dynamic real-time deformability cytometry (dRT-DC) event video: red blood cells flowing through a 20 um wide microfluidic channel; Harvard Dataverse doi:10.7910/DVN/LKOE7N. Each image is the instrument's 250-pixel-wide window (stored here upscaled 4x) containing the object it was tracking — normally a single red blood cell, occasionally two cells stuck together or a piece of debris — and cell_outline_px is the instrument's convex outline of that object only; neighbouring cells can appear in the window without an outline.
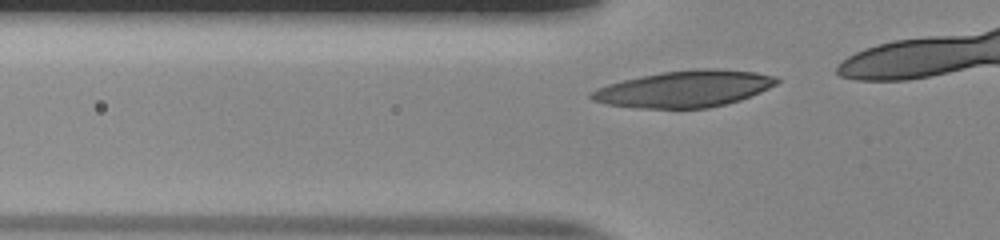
{"species": "human", "species_latin": "Homo sapiens", "temperature_condition": "room temperature", "stored_images_in_passage": 8, "camera_frame_rate_fps": 3000, "um_per_image_px": 0.085, "donor": {"sex": "male"}, "frame": {"image": 1, "passage_image": 2, "time_ms": 0.333, "image_size_px": [1000, 240], "cell_outline_px": [[780, 80], [776, 84], [760, 92], [740, 100], [708, 108], [636, 108], [608, 104], [592, 100], [588, 96], [588, 92], [596, 88], [608, 84], [624, 80], [664, 72], [696, 68], [712, 68], [756, 72], [776, 76]], "centroid_in_image_um": [58.17, 7.55], "position_along_channel_um": 67.6, "area_um2": 39.36}}
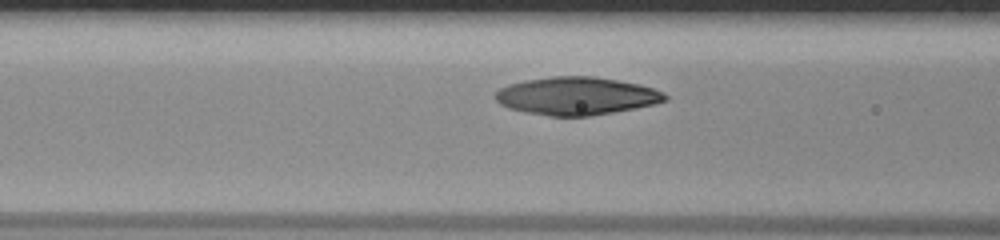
{"frame": {"image": 2, "passage_image": 6, "time_ms": 1.667, "image_size_px": [1000, 240], "cell_outline_px": [[668, 100], [656, 104], [636, 108], [588, 116], [552, 116], [524, 112], [508, 108], [500, 104], [492, 96], [500, 88], [508, 84], [524, 80], [552, 76], [592, 76], [616, 80], [636, 84], [652, 88], [664, 92], [668, 96]], "centroid_in_image_um": [48.97, 8.16], "position_along_channel_um": 117.6, "area_um2": 37.51}}